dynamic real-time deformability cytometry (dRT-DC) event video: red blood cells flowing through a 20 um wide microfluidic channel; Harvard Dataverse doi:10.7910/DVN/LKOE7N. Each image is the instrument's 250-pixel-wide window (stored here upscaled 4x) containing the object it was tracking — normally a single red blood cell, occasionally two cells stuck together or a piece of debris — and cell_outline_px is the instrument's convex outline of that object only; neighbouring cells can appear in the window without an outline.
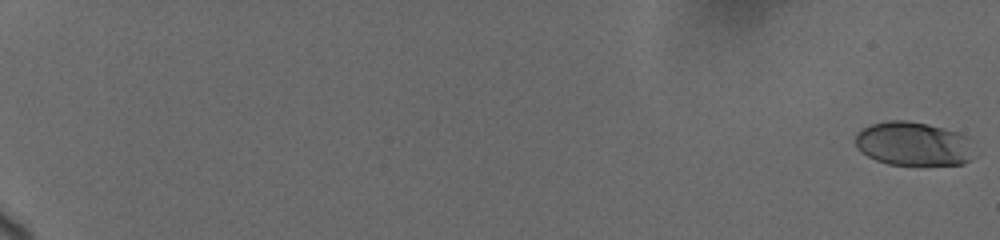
{"species": "human", "species_latin": "Homo sapiens", "temperature_condition": "cold", "stored_images_in_passage": 29, "camera_frame_rate_fps": 3000, "um_per_image_px": 0.085, "donor": {"sex": "female"}, "frame": {"image": 1, "passage_image": 1, "time_ms": 0.0, "image_size_px": [1000, 240], "cell_outline_px": [[972, 140], [968, 160], [964, 164], [888, 164], [876, 160], [860, 152], [856, 148], [856, 132], [872, 124], [888, 120], [908, 120], [928, 124], [944, 128], [968, 136]], "centroid_in_image_um": [77.59, 12.2], "position_along_channel_um": 7.4, "area_um2": 30.17}}
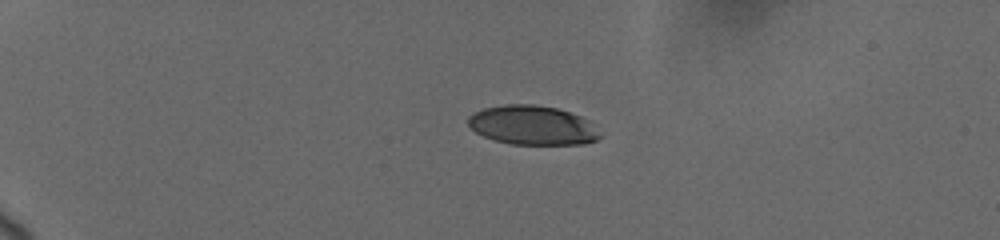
{"frame": {"image": 2, "passage_image": 15, "time_ms": 5.333, "image_size_px": [1000, 240], "cell_outline_px": [[600, 136], [596, 140], [584, 144], [512, 144], [496, 140], [484, 136], [476, 132], [468, 124], [468, 116], [472, 112], [484, 108], [504, 104], [536, 104], [556, 108], [580, 116], [588, 120]], "centroid_in_image_um": [45.21, 10.63], "position_along_channel_um": 39.8, "area_um2": 29.88}}
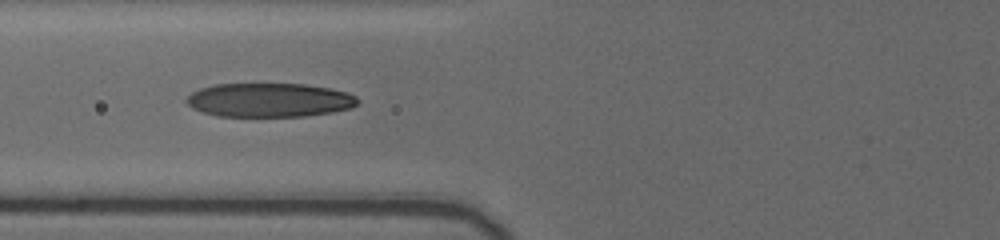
{"frame": {"image": 3, "passage_image": 28, "time_ms": 9.0, "image_size_px": [1000, 240], "cell_outline_px": [[360, 104], [352, 108], [332, 112], [304, 116], [216, 116], [192, 108], [184, 100], [192, 92], [200, 88], [212, 84], [304, 84], [332, 88], [348, 92], [356, 96], [360, 100]], "centroid_in_image_um": [22.93, 8.5], "position_along_channel_um": 102.9, "area_um2": 34.16}}